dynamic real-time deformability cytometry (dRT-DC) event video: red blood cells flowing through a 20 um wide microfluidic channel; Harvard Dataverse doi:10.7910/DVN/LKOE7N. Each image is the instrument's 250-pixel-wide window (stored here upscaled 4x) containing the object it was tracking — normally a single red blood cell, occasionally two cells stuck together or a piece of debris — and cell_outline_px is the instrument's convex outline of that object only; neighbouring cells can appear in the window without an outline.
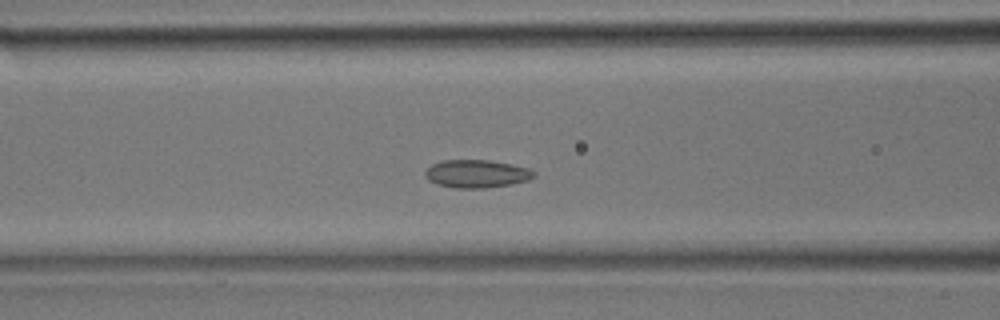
{"species": "common noctule bat (a hibernating species)", "species_latin": "Nyctalus noctula", "temperature_condition": "room temperature", "stored_images_in_passage": 32, "segment_of_instrument_passage": [1, 2], "camera_frame_rate_fps": 3000, "um_per_image_px": 0.085, "animal": {"sex": "male", "body_mass_g": 17.9}, "frame": {"image": 1, "passage_image": 10, "time_ms": 3.0, "image_size_px": [1000, 320], "cell_outline_px": [[536, 176], [528, 180], [512, 184], [484, 188], [456, 188], [436, 184], [428, 180], [424, 176], [424, 172], [432, 164], [444, 160], [488, 160], [512, 164], [528, 168], [536, 172]], "centroid_in_image_um": [40.52, 14.77], "position_along_channel_um": 126.1, "area_um2": 17.8}}
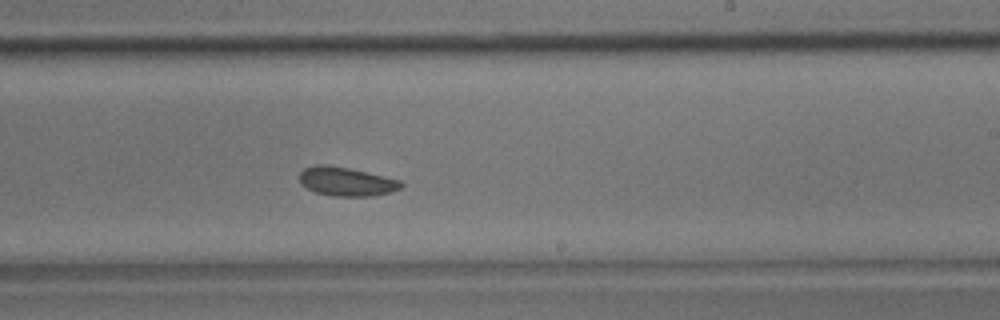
{"frame": {"image": 2, "passage_image": 17, "time_ms": 5.333, "image_size_px": [1000, 320], "cell_outline_px": [[404, 184], [400, 188], [376, 196], [332, 196], [316, 192], [308, 188], [300, 180], [300, 172], [304, 168], [316, 164], [324, 164], [348, 168], [400, 180]], "centroid_in_image_um": [29.44, 15.43], "position_along_channel_um": 259.6, "area_um2": 16.82}}
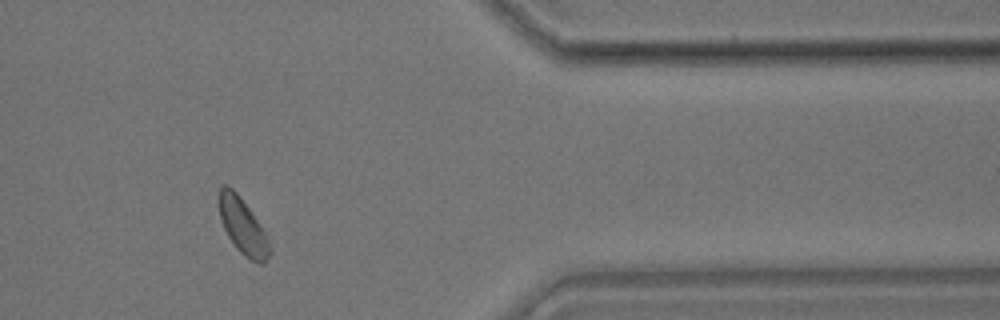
{"frame": {"image": 3, "passage_image": 25, "time_ms": 8.0, "image_size_px": [1000, 320], "cell_outline_px": [[272, 252], [264, 264], [260, 264], [244, 256], [236, 248], [228, 236], [224, 228], [220, 216], [216, 196], [220, 188], [224, 184], [228, 184], [240, 196], [252, 212], [264, 232], [272, 248]], "centroid_in_image_um": [20.61, 19.21], "position_along_channel_um": 390.8, "area_um2": 16.7}}